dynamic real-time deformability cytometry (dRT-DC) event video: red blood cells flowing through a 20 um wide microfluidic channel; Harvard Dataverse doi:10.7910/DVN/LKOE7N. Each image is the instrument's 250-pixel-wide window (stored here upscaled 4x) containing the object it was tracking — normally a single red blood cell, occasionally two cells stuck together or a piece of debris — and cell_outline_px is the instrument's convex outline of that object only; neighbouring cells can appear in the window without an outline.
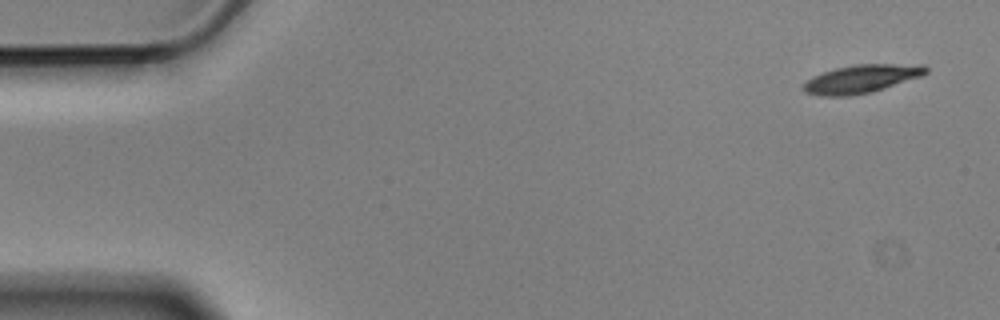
{"species": "Egyptian fruit bat (a non-hibernating species)", "species_latin": "Rousettus aegyptiacus", "temperature_condition": "cold", "stored_images_in_passage": 5, "camera_frame_rate_fps": 3000, "um_per_image_px": 0.085, "animal": {"sex": "male"}, "frame": {"image": 1, "passage_image": 1, "time_ms": 0.0, "image_size_px": [1000, 320], "cell_outline_px": [[928, 72], [920, 76], [872, 92], [848, 96], [820, 96], [804, 92], [804, 84], [812, 76], [836, 68], [856, 64], [924, 64], [928, 68]], "centroid_in_image_um": [73.23, 6.7], "position_along_channel_um": 11.8, "area_um2": 20.0}}
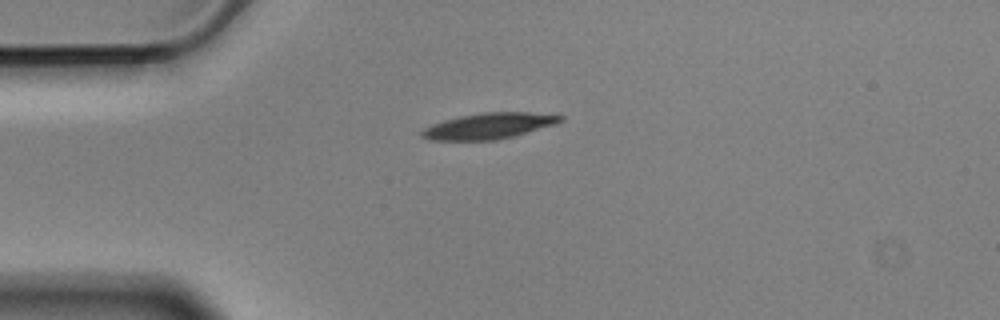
{"frame": {"image": 2, "passage_image": 4, "time_ms": 1.0, "image_size_px": [1000, 320], "cell_outline_px": [[564, 120], [556, 124], [512, 136], [496, 140], [428, 140], [420, 136], [420, 132], [424, 128], [432, 124], [444, 120], [460, 116], [484, 112], [528, 112], [564, 116]], "centroid_in_image_um": [41.52, 10.7], "position_along_channel_um": 43.5, "area_um2": 20.81}}